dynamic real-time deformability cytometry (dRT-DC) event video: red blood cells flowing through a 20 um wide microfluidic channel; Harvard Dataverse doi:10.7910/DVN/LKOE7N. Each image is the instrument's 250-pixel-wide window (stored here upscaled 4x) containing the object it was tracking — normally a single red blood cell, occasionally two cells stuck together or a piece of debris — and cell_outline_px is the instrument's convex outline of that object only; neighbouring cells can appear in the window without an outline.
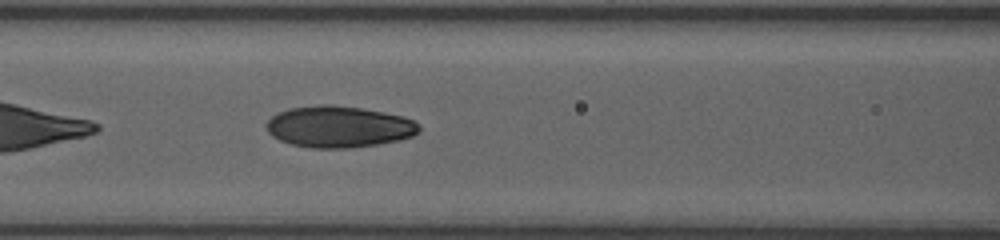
{"species": "human", "species_latin": "Homo sapiens", "temperature_condition": "room temperature", "stored_images_in_passage": 33, "camera_frame_rate_fps": 3000, "um_per_image_px": 0.085, "donor": {"sex": "female"}, "frame": {"image": 1, "passage_image": 7, "time_ms": 1.667, "image_size_px": [1000, 240], "cell_outline_px": [[420, 132], [412, 136], [400, 140], [376, 144], [348, 148], [312, 148], [292, 144], [280, 140], [272, 136], [268, 132], [268, 120], [272, 116], [288, 108], [320, 104], [332, 104], [364, 108], [404, 116], [420, 124]], "centroid_in_image_um": [28.84, 10.76], "position_along_channel_um": 137.8, "area_um2": 36.99}}
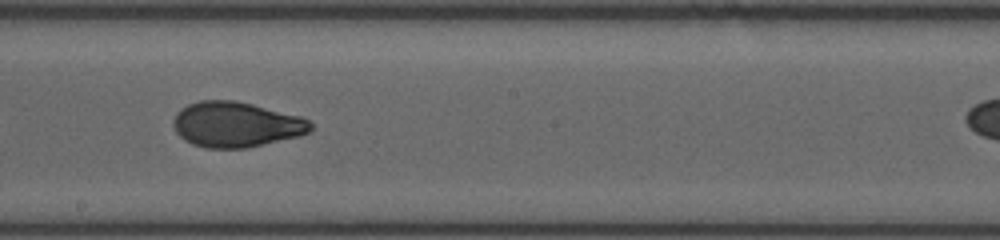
{"frame": {"image": 2, "passage_image": 15, "time_ms": 4.0, "image_size_px": [1000, 240], "cell_outline_px": [[312, 128], [308, 132], [300, 136], [248, 148], [208, 148], [192, 144], [184, 140], [176, 132], [172, 124], [172, 120], [176, 112], [180, 108], [188, 104], [200, 100], [232, 100], [252, 104], [300, 116], [308, 120], [312, 124]], "centroid_in_image_um": [20.03, 10.58], "position_along_channel_um": 228.2, "area_um2": 36.41}}
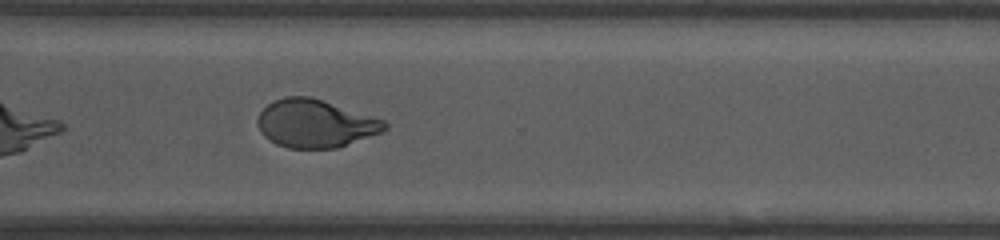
{"frame": {"image": 3, "passage_image": 25, "time_ms": 7.0, "image_size_px": [1000, 240], "cell_outline_px": [[388, 128], [380, 132], [336, 148], [288, 148], [276, 144], [268, 140], [260, 132], [256, 120], [260, 112], [272, 100], [284, 96], [308, 96], [384, 120], [388, 124]], "centroid_in_image_um": [26.73, 10.5], "position_along_channel_um": 343.9, "area_um2": 35.2}}